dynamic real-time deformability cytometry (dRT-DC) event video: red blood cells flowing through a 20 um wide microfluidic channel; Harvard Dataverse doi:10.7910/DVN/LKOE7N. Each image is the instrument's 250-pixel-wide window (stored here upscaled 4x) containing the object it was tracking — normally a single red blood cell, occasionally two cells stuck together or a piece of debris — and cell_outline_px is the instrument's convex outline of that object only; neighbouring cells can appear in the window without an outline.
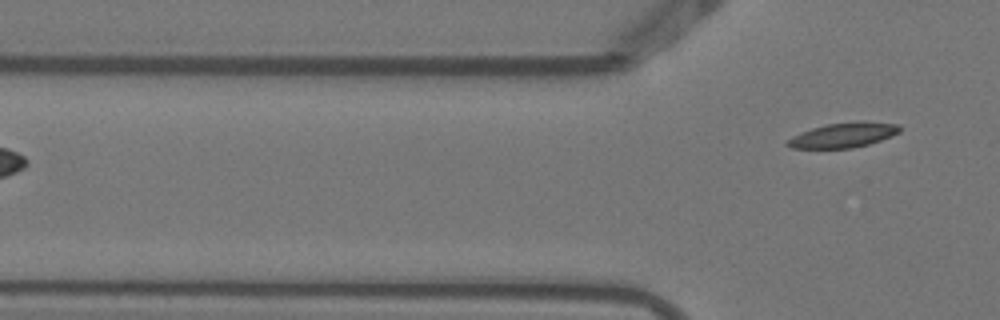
{"species": "Egyptian fruit bat (a non-hibernating species)", "species_latin": "Rousettus aegyptiacus", "temperature_condition": "warm", "stored_images_in_passage": 2, "camera_frame_rate_fps": 3000, "um_per_image_px": 0.085, "animal": {"sex": "female"}, "frame": {"image": 1, "passage_image": 2, "time_ms": 0.333, "image_size_px": [1000, 320], "cell_outline_px": [[904, 128], [900, 132], [892, 136], [868, 144], [852, 148], [792, 148], [784, 144], [792, 136], [812, 128], [828, 124], [864, 120], [900, 124]], "centroid_in_image_um": [71.76, 11.47], "position_along_channel_um": 54.0, "area_um2": 16.42}}